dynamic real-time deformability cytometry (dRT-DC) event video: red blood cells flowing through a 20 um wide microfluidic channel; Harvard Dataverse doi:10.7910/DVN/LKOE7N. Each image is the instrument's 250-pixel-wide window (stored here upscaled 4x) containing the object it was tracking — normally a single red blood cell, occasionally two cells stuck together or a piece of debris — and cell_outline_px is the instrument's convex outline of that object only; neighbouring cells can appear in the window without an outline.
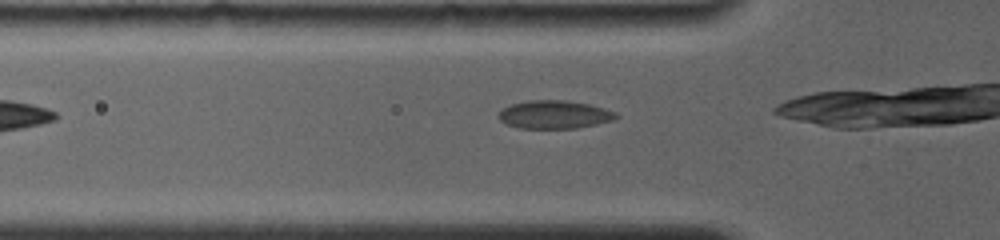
{"species": "common noctule bat (a hibernating species)", "species_latin": "Nyctalus noctula", "temperature_condition": "room temperature", "stored_images_in_passage": 33, "camera_frame_rate_fps": 4000, "um_per_image_px": 0.085, "animal": {"sex": "female", "body_mass_g": 19.0, "forearm_length_mm": 56.7}, "frame": {"image": 1, "passage_image": 2, "time_ms": 0.25, "image_size_px": [1000, 240], "cell_outline_px": [[620, 116], [612, 120], [596, 124], [576, 128], [516, 128], [504, 124], [496, 116], [500, 108], [512, 104], [528, 100], [568, 100], [588, 104], [604, 108], [616, 112]], "centroid_in_image_um": [47.06, 9.73], "position_along_channel_um": 78.7, "area_um2": 19.54}}
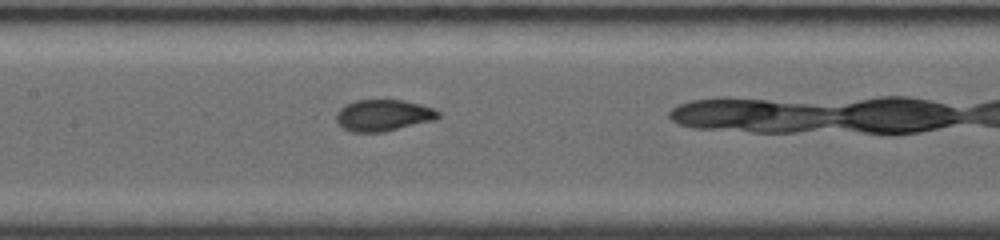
{"frame": {"image": 2, "passage_image": 13, "time_ms": 2.75, "image_size_px": [1000, 240], "cell_outline_px": [[440, 116], [436, 120], [384, 132], [352, 132], [344, 128], [336, 120], [336, 112], [344, 104], [356, 100], [404, 100], [420, 104], [432, 108], [440, 112]], "centroid_in_image_um": [32.59, 9.8], "position_along_channel_um": 174.8, "area_um2": 18.84}}
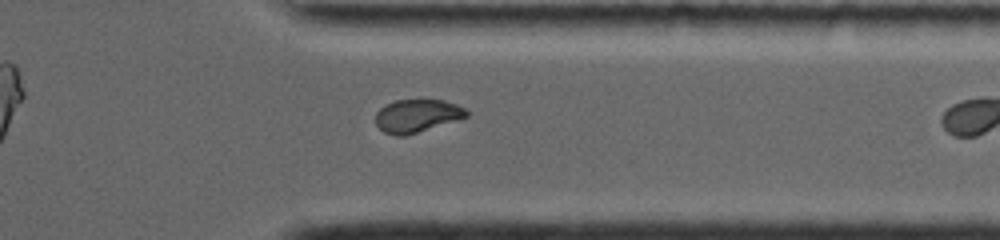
{"frame": {"image": 3, "passage_image": 31, "time_ms": 6.75, "image_size_px": [1000, 240], "cell_outline_px": [[468, 116], [460, 120], [404, 136], [396, 136], [384, 132], [376, 124], [376, 112], [380, 108], [396, 100], [444, 100], [456, 104], [464, 108], [468, 112]], "centroid_in_image_um": [35.47, 9.85], "position_along_channel_um": 375.9, "area_um2": 17.46}}